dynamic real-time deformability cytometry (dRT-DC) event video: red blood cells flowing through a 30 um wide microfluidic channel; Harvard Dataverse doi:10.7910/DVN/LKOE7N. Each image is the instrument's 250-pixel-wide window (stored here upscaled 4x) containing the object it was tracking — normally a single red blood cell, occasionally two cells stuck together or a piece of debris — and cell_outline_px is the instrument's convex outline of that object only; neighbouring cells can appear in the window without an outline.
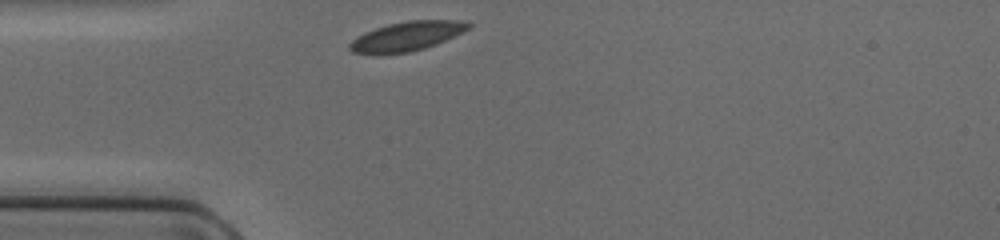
{"species": "common noctule bat (a hibernating species)", "species_latin": "Nyctalus noctula", "temperature_condition": "cold", "stored_images_in_passage": 26, "camera_frame_rate_fps": 3000, "um_per_image_px": 0.085, "animal": {"sex": "female", "body_mass_g": 17.0, "forearm_length_mm": 48.0}, "frame": {"image": 1, "passage_image": 1, "time_ms": 0.0, "image_size_px": [1000, 240], "cell_outline_px": [[472, 28], [436, 44], [424, 48], [408, 52], [380, 56], [376, 56], [352, 52], [348, 48], [348, 44], [356, 36], [364, 32], [388, 24], [408, 20], [468, 20], [472, 24]], "centroid_in_image_um": [34.55, 3.1], "position_along_channel_um": 50.4, "area_um2": 20.87}}
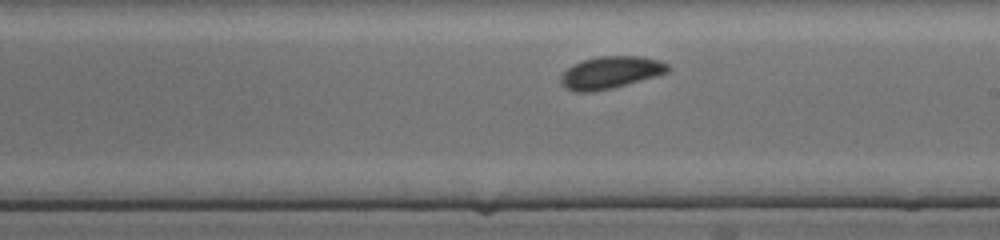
{"frame": {"image": 2, "passage_image": 15, "time_ms": 4.667, "image_size_px": [1000, 240], "cell_outline_px": [[672, 68], [668, 72], [656, 76], [612, 88], [592, 92], [576, 92], [564, 88], [560, 84], [560, 76], [572, 64], [580, 60], [600, 56], [640, 56], [660, 60], [668, 64]], "centroid_in_image_um": [51.88, 6.16], "position_along_channel_um": 237.1, "area_um2": 20.35}}
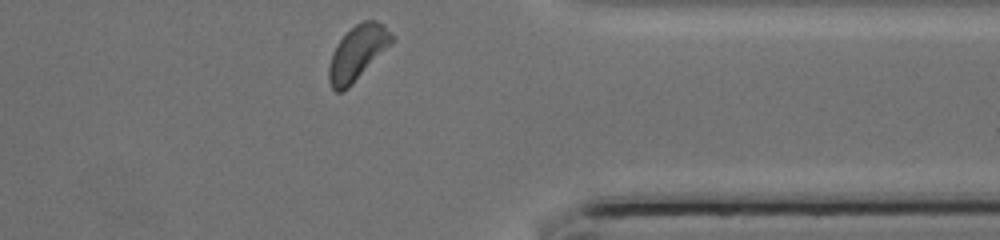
{"frame": {"image": 3, "passage_image": 26, "time_ms": 8.333, "image_size_px": [1000, 240], "cell_outline_px": [[396, 36], [352, 84], [348, 88], [340, 92], [336, 92], [332, 88], [328, 80], [328, 68], [332, 56], [340, 40], [356, 24], [364, 20], [376, 20], [384, 24]], "centroid_in_image_um": [30.38, 4.48], "position_along_channel_um": 381.0, "area_um2": 19.31}}